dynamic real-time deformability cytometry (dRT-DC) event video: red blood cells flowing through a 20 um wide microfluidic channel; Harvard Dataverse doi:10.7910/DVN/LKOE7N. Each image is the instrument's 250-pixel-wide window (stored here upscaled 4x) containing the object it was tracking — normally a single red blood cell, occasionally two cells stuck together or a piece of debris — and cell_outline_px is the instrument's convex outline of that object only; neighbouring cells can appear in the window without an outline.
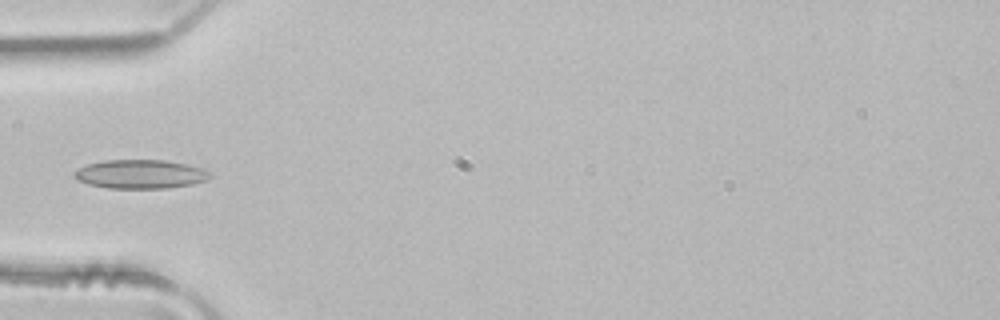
{"species": "common noctule bat (a hibernating species)", "species_latin": "Nyctalus noctula", "temperature_condition": "room temperature", "stored_images_in_passage": 3, "camera_frame_rate_fps": 3000, "um_per_image_px": 0.085, "animal": {"sex": "male", "body_mass_g": 21.5, "forearm_length_mm": 52.0}, "frame": {"image": 1, "passage_image": 3, "time_ms": 0.667, "image_size_px": [1000, 320], "cell_outline_px": [[212, 176], [208, 180], [192, 184], [168, 188], [108, 188], [88, 184], [76, 180], [72, 176], [72, 172], [88, 164], [104, 160], [164, 160], [188, 164], [200, 168], [208, 172]], "centroid_in_image_um": [11.9, 14.8], "position_along_channel_um": 73.1, "area_um2": 22.89}}